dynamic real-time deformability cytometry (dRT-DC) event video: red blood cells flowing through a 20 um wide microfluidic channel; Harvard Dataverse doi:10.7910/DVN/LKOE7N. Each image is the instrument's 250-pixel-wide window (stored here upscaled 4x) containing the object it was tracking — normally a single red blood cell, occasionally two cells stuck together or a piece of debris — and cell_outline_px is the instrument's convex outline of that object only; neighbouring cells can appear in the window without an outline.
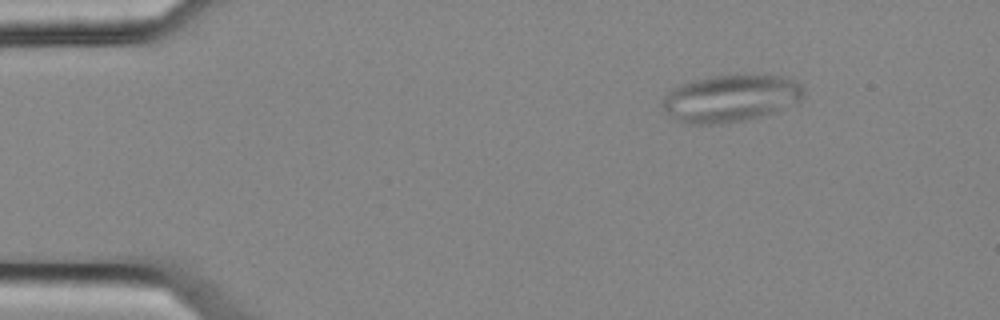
{"species": "common noctule bat (a hibernating species)", "species_latin": "Nyctalus noctula", "temperature_condition": "cold", "stored_images_in_passage": 10, "camera_frame_rate_fps": 3000, "um_per_image_px": 0.085, "animal": {"sex": "female", "body_mass_g": 25.1}, "frame": {"image": 1, "passage_image": 2, "time_ms": 0.333, "image_size_px": [1000, 320], "cell_outline_px": [[804, 100], [800, 104], [760, 116], [744, 120], [720, 124], [692, 124], [668, 116], [660, 104], [664, 96], [672, 88], [692, 80], [712, 76], [780, 76], [796, 80], [804, 88]], "centroid_in_image_um": [62.13, 8.37], "position_along_channel_um": 22.9, "area_um2": 38.96}}